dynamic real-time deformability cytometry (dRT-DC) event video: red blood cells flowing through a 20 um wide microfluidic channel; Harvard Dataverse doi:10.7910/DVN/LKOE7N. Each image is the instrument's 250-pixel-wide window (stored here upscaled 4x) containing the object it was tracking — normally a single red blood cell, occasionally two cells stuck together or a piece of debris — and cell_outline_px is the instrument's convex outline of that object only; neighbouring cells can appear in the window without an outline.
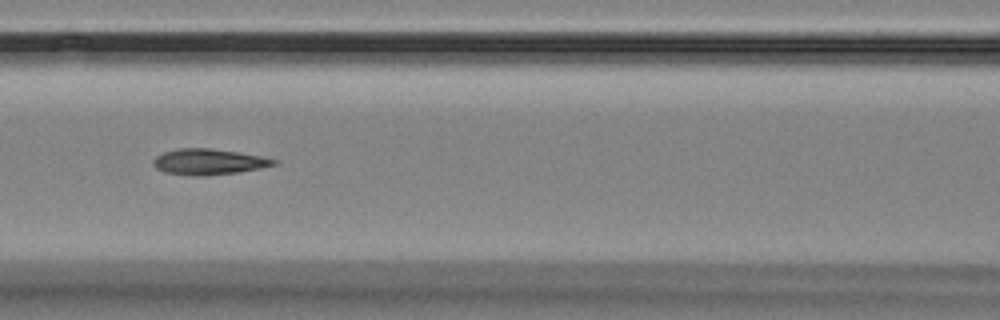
{"species": "Egyptian fruit bat (a non-hibernating species)", "species_latin": "Rousettus aegyptiacus", "temperature_condition": "room temperature", "stored_images_in_passage": 7, "camera_frame_rate_fps": 3000, "um_per_image_px": 0.085, "animal": {"sex": "female"}, "frame": {"image": 1, "passage_image": 7, "time_ms": 7.667, "image_size_px": [1000, 320], "cell_outline_px": [[276, 164], [260, 168], [236, 172], [208, 176], [192, 176], [164, 172], [156, 168], [152, 164], [152, 160], [156, 156], [164, 152], [180, 148], [208, 148], [236, 152], [260, 156], [276, 160]], "centroid_in_image_um": [17.67, 13.76], "position_along_channel_um": 148.9, "area_um2": 17.98}}